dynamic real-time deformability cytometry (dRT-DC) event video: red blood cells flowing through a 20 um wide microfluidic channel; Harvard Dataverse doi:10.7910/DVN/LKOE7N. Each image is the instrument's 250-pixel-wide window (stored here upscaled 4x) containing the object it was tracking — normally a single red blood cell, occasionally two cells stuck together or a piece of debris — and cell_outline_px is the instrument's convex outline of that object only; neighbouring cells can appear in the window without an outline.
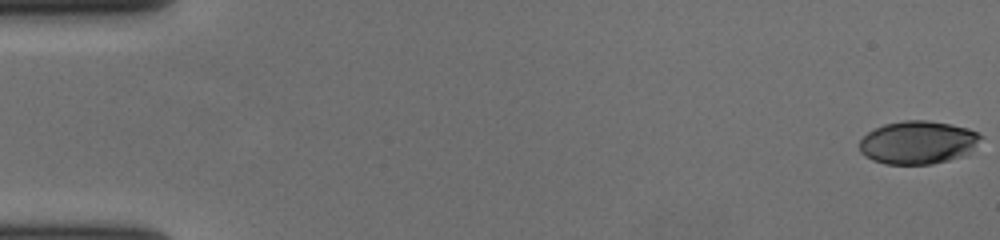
{"species": "human", "species_latin": "Homo sapiens", "temperature_condition": "cold", "stored_images_in_passage": 58, "camera_frame_rate_fps": 3000, "um_per_image_px": 0.085, "donor": {"sex": "female"}, "frame": {"image": 1, "passage_image": 1, "time_ms": 0.0, "image_size_px": [1000, 240], "cell_outline_px": [[984, 136], [964, 156], [932, 164], [884, 164], [872, 160], [864, 156], [860, 152], [860, 140], [868, 132], [884, 124], [904, 120], [928, 120], [952, 124], [968, 128]], "centroid_in_image_um": [78.01, 12.11], "position_along_channel_um": 7.0, "area_um2": 30.52}}
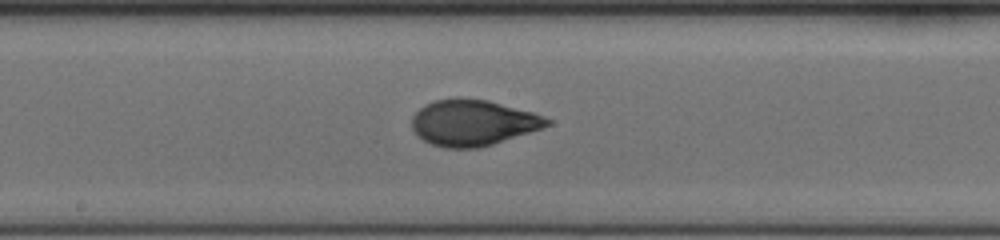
{"frame": {"image": 2, "passage_image": 32, "time_ms": 10.333, "image_size_px": [1000, 240], "cell_outline_px": [[552, 124], [544, 128], [480, 148], [444, 148], [432, 144], [416, 136], [412, 128], [412, 116], [424, 104], [432, 100], [456, 96], [488, 100], [532, 112], [544, 116], [552, 120]], "centroid_in_image_um": [40.19, 10.42], "position_along_channel_um": 208.0, "area_um2": 36.76}}
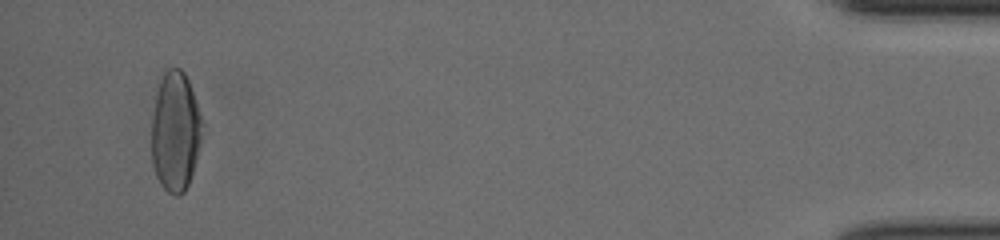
{"frame": {"image": 3, "passage_image": 56, "time_ms": 18.333, "image_size_px": [1000, 240], "cell_outline_px": [[204, 124], [192, 172], [188, 184], [184, 192], [180, 196], [176, 196], [168, 192], [160, 184], [156, 176], [152, 164], [152, 120], [156, 96], [160, 80], [164, 72], [168, 68], [180, 68], [184, 72], [188, 80]], "centroid_in_image_um": [14.9, 11.19], "position_along_channel_um": 420.3, "area_um2": 35.08}, "authors_computed_cell_mechanics": {"area_um2": 34.5066, "velocity_mm_per_s": 3.6394, "shape_relaxation_time_tau1_ms": 3.8241, "shape_relaxation_time_tau2_ms": 0.9705, "deformation_change_tau1": 0.1963, "deformation_change_tau2": 0.057}}